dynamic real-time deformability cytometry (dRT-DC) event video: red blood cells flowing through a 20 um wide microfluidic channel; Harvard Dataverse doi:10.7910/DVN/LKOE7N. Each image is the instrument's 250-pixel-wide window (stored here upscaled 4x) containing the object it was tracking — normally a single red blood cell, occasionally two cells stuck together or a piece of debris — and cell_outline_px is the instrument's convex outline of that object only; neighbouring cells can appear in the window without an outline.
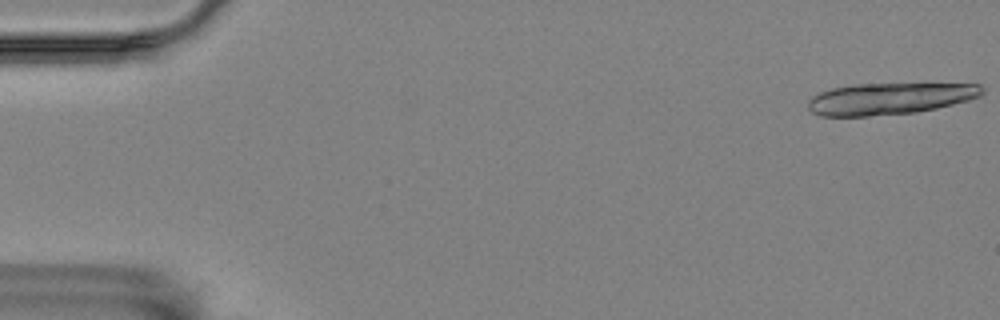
{"species": "Egyptian fruit bat (a non-hibernating species)", "species_latin": "Rousettus aegyptiacus", "temperature_condition": "room temperature", "stored_images_in_passage": 9, "camera_frame_rate_fps": 3000, "um_per_image_px": 0.085, "animal": {"sex": "female"}, "frame": {"image": 1, "passage_image": 1, "time_ms": 0.0, "image_size_px": [1000, 320], "cell_outline_px": [[984, 92], [980, 96], [968, 100], [936, 108], [916, 112], [868, 116], [820, 116], [812, 112], [808, 108], [808, 100], [812, 96], [820, 92], [832, 88], [852, 84], [924, 80], [928, 80], [980, 84], [984, 88]], "centroid_in_image_um": [75.74, 8.3], "position_along_channel_um": 9.3, "area_um2": 33.93}}